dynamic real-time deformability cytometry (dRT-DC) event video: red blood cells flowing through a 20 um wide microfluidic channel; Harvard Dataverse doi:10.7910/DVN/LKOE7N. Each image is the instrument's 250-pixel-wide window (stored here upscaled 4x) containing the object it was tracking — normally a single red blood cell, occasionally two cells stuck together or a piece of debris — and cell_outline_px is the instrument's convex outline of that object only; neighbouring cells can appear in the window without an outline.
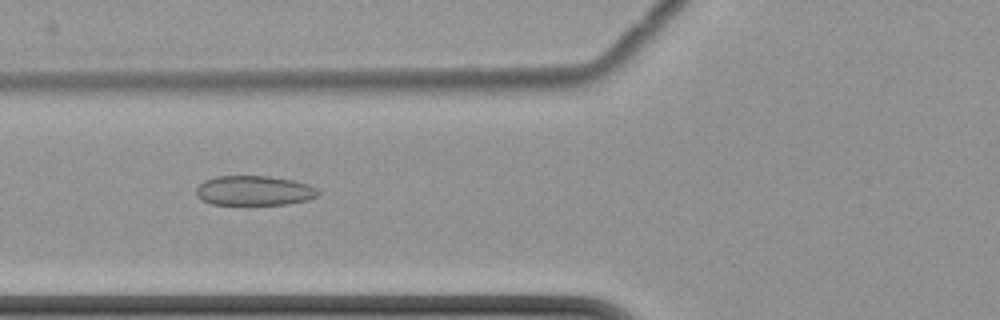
{"species": "common noctule bat (a hibernating species)", "species_latin": "Nyctalus noctula", "temperature_condition": "cold", "stored_images_in_passage": 5, "camera_frame_rate_fps": 3000, "um_per_image_px": 0.085, "animal": {"sex": "female", "body_mass_g": 22.7, "forearm_length_mm": 54.2}, "frame": {"image": 1, "passage_image": 4, "time_ms": 4.0, "image_size_px": [1000, 320], "cell_outline_px": [[320, 192], [316, 196], [308, 200], [288, 204], [212, 204], [200, 200], [196, 196], [196, 188], [204, 180], [216, 176], [272, 176], [292, 180], [308, 184], [316, 188]], "centroid_in_image_um": [21.58, 16.2], "position_along_channel_um": 104.2, "area_um2": 21.21}}
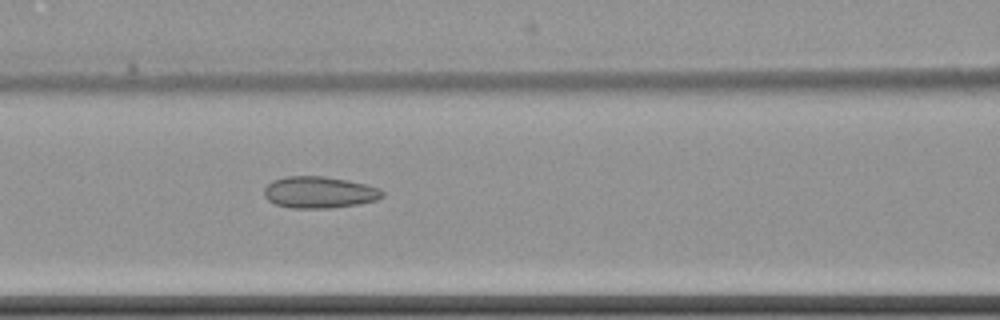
{"frame": {"image": 2, "passage_image": 5, "time_ms": 5.0, "image_size_px": [1000, 320], "cell_outline_px": [[384, 196], [376, 200], [360, 204], [332, 208], [292, 208], [276, 204], [268, 200], [264, 196], [264, 188], [272, 180], [284, 176], [324, 176], [348, 180], [380, 188], [384, 192]], "centroid_in_image_um": [27.14, 16.34], "position_along_channel_um": 139.5, "area_um2": 21.96}}